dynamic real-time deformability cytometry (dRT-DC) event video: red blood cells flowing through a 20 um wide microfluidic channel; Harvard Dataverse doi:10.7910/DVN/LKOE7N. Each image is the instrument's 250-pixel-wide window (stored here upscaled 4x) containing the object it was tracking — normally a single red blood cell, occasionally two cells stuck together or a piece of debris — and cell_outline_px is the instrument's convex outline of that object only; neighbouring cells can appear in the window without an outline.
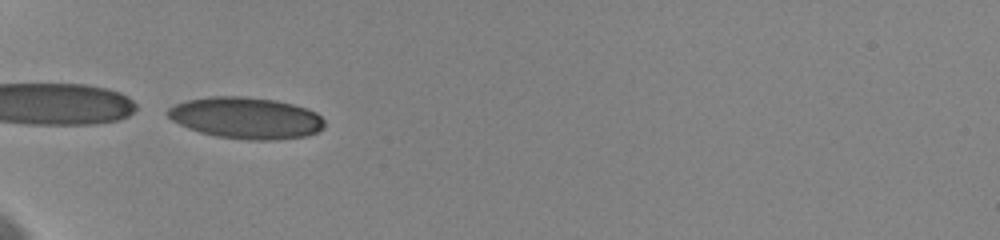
{"species": "human", "species_latin": "Homo sapiens", "temperature_condition": "cold", "stored_images_in_passage": 20, "camera_frame_rate_fps": 3000, "um_per_image_px": 0.085, "donor": {"sex": "female"}, "frame": {"image": 1, "passage_image": 1, "time_ms": 0.0, "image_size_px": [1000, 240], "cell_outline_px": [[324, 128], [308, 136], [276, 140], [248, 140], [216, 136], [200, 132], [188, 128], [172, 120], [164, 112], [168, 108], [176, 104], [188, 100], [212, 96], [244, 96], [276, 100], [308, 108], [316, 112], [324, 120]], "centroid_in_image_um": [20.93, 10.03], "position_along_channel_um": 64.1, "area_um2": 38.09}}